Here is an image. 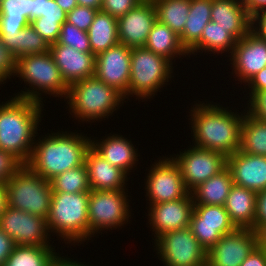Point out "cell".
<instances>
[{
  "instance_id": "1",
  "label": "cell",
  "mask_w": 266,
  "mask_h": 266,
  "mask_svg": "<svg viewBox=\"0 0 266 266\" xmlns=\"http://www.w3.org/2000/svg\"><path fill=\"white\" fill-rule=\"evenodd\" d=\"M205 102L198 101L189 112L194 143L192 146L217 151L226 157L234 154L240 148L241 125L245 109L241 111L242 113L234 110V113L228 106L223 108L222 105L213 101Z\"/></svg>"
},
{
  "instance_id": "2",
  "label": "cell",
  "mask_w": 266,
  "mask_h": 266,
  "mask_svg": "<svg viewBox=\"0 0 266 266\" xmlns=\"http://www.w3.org/2000/svg\"><path fill=\"white\" fill-rule=\"evenodd\" d=\"M43 110L44 105L14 96L2 102L0 149L11 153L22 164H27L33 152L35 137L39 136L37 131L40 130Z\"/></svg>"
},
{
  "instance_id": "3",
  "label": "cell",
  "mask_w": 266,
  "mask_h": 266,
  "mask_svg": "<svg viewBox=\"0 0 266 266\" xmlns=\"http://www.w3.org/2000/svg\"><path fill=\"white\" fill-rule=\"evenodd\" d=\"M69 132L58 131L42 138L39 136L37 140L35 138L27 165L43 179L51 180L54 176L85 163L86 153L91 147V137L75 131Z\"/></svg>"
},
{
  "instance_id": "4",
  "label": "cell",
  "mask_w": 266,
  "mask_h": 266,
  "mask_svg": "<svg viewBox=\"0 0 266 266\" xmlns=\"http://www.w3.org/2000/svg\"><path fill=\"white\" fill-rule=\"evenodd\" d=\"M66 99L72 118L84 123L108 119L126 103L120 92L95 76L72 83Z\"/></svg>"
},
{
  "instance_id": "5",
  "label": "cell",
  "mask_w": 266,
  "mask_h": 266,
  "mask_svg": "<svg viewBox=\"0 0 266 266\" xmlns=\"http://www.w3.org/2000/svg\"><path fill=\"white\" fill-rule=\"evenodd\" d=\"M14 76L19 77L30 88H26L25 85L23 90L17 92V95H13L15 97L45 105L42 94L64 98V101L68 96L69 86L63 80L50 52L18 58Z\"/></svg>"
},
{
  "instance_id": "6",
  "label": "cell",
  "mask_w": 266,
  "mask_h": 266,
  "mask_svg": "<svg viewBox=\"0 0 266 266\" xmlns=\"http://www.w3.org/2000/svg\"><path fill=\"white\" fill-rule=\"evenodd\" d=\"M89 192H52L47 227L65 245H81L89 241ZM55 233V234H53ZM80 243V244H79Z\"/></svg>"
},
{
  "instance_id": "7",
  "label": "cell",
  "mask_w": 266,
  "mask_h": 266,
  "mask_svg": "<svg viewBox=\"0 0 266 266\" xmlns=\"http://www.w3.org/2000/svg\"><path fill=\"white\" fill-rule=\"evenodd\" d=\"M173 65L170 60L145 47L131 48L128 100L134 95L138 100L153 99L155 93L172 82Z\"/></svg>"
},
{
  "instance_id": "8",
  "label": "cell",
  "mask_w": 266,
  "mask_h": 266,
  "mask_svg": "<svg viewBox=\"0 0 266 266\" xmlns=\"http://www.w3.org/2000/svg\"><path fill=\"white\" fill-rule=\"evenodd\" d=\"M8 206L47 219L50 212L52 188L27 164H23L6 182Z\"/></svg>"
},
{
  "instance_id": "9",
  "label": "cell",
  "mask_w": 266,
  "mask_h": 266,
  "mask_svg": "<svg viewBox=\"0 0 266 266\" xmlns=\"http://www.w3.org/2000/svg\"><path fill=\"white\" fill-rule=\"evenodd\" d=\"M126 190V191H125ZM128 189L90 190L88 203L89 240L105 230L122 229L131 219ZM131 211V212H130ZM130 217V218H129Z\"/></svg>"
},
{
  "instance_id": "10",
  "label": "cell",
  "mask_w": 266,
  "mask_h": 266,
  "mask_svg": "<svg viewBox=\"0 0 266 266\" xmlns=\"http://www.w3.org/2000/svg\"><path fill=\"white\" fill-rule=\"evenodd\" d=\"M154 251L164 266H206L207 251L190 227L167 232L154 241Z\"/></svg>"
},
{
  "instance_id": "11",
  "label": "cell",
  "mask_w": 266,
  "mask_h": 266,
  "mask_svg": "<svg viewBox=\"0 0 266 266\" xmlns=\"http://www.w3.org/2000/svg\"><path fill=\"white\" fill-rule=\"evenodd\" d=\"M156 160L145 178L146 201L159 204L185 198L190 192L182 179L181 170L177 163L170 157H160Z\"/></svg>"
},
{
  "instance_id": "12",
  "label": "cell",
  "mask_w": 266,
  "mask_h": 266,
  "mask_svg": "<svg viewBox=\"0 0 266 266\" xmlns=\"http://www.w3.org/2000/svg\"><path fill=\"white\" fill-rule=\"evenodd\" d=\"M171 157L181 170L186 188H194L221 172L227 166V157L217 151L190 145V148L179 151ZM176 156V157H175Z\"/></svg>"
},
{
  "instance_id": "13",
  "label": "cell",
  "mask_w": 266,
  "mask_h": 266,
  "mask_svg": "<svg viewBox=\"0 0 266 266\" xmlns=\"http://www.w3.org/2000/svg\"><path fill=\"white\" fill-rule=\"evenodd\" d=\"M0 229L16 245L52 246L46 219L10 206L0 217Z\"/></svg>"
},
{
  "instance_id": "14",
  "label": "cell",
  "mask_w": 266,
  "mask_h": 266,
  "mask_svg": "<svg viewBox=\"0 0 266 266\" xmlns=\"http://www.w3.org/2000/svg\"><path fill=\"white\" fill-rule=\"evenodd\" d=\"M189 227L207 252L223 235L237 229L224 206L205 204H194Z\"/></svg>"
},
{
  "instance_id": "15",
  "label": "cell",
  "mask_w": 266,
  "mask_h": 266,
  "mask_svg": "<svg viewBox=\"0 0 266 266\" xmlns=\"http://www.w3.org/2000/svg\"><path fill=\"white\" fill-rule=\"evenodd\" d=\"M261 242L262 235L253 229L237 228L207 252V266H240Z\"/></svg>"
},
{
  "instance_id": "16",
  "label": "cell",
  "mask_w": 266,
  "mask_h": 266,
  "mask_svg": "<svg viewBox=\"0 0 266 266\" xmlns=\"http://www.w3.org/2000/svg\"><path fill=\"white\" fill-rule=\"evenodd\" d=\"M131 47L121 43L95 57V77L115 88L128 100Z\"/></svg>"
},
{
  "instance_id": "17",
  "label": "cell",
  "mask_w": 266,
  "mask_h": 266,
  "mask_svg": "<svg viewBox=\"0 0 266 266\" xmlns=\"http://www.w3.org/2000/svg\"><path fill=\"white\" fill-rule=\"evenodd\" d=\"M229 57L235 81L246 84L266 67V40L251 30L236 42Z\"/></svg>"
},
{
  "instance_id": "18",
  "label": "cell",
  "mask_w": 266,
  "mask_h": 266,
  "mask_svg": "<svg viewBox=\"0 0 266 266\" xmlns=\"http://www.w3.org/2000/svg\"><path fill=\"white\" fill-rule=\"evenodd\" d=\"M148 224L154 241L161 235L190 225L194 202L189 193L185 198L148 206Z\"/></svg>"
},
{
  "instance_id": "19",
  "label": "cell",
  "mask_w": 266,
  "mask_h": 266,
  "mask_svg": "<svg viewBox=\"0 0 266 266\" xmlns=\"http://www.w3.org/2000/svg\"><path fill=\"white\" fill-rule=\"evenodd\" d=\"M152 0H143L125 15L117 18L119 42L127 47H144L156 21Z\"/></svg>"
},
{
  "instance_id": "20",
  "label": "cell",
  "mask_w": 266,
  "mask_h": 266,
  "mask_svg": "<svg viewBox=\"0 0 266 266\" xmlns=\"http://www.w3.org/2000/svg\"><path fill=\"white\" fill-rule=\"evenodd\" d=\"M49 52L68 86L95 75V55L81 52L71 46L54 43Z\"/></svg>"
},
{
  "instance_id": "21",
  "label": "cell",
  "mask_w": 266,
  "mask_h": 266,
  "mask_svg": "<svg viewBox=\"0 0 266 266\" xmlns=\"http://www.w3.org/2000/svg\"><path fill=\"white\" fill-rule=\"evenodd\" d=\"M234 185L256 193L266 190V156L252 155L238 150L227 156Z\"/></svg>"
},
{
  "instance_id": "22",
  "label": "cell",
  "mask_w": 266,
  "mask_h": 266,
  "mask_svg": "<svg viewBox=\"0 0 266 266\" xmlns=\"http://www.w3.org/2000/svg\"><path fill=\"white\" fill-rule=\"evenodd\" d=\"M211 21L238 41L252 30L253 16L242 0H212Z\"/></svg>"
},
{
  "instance_id": "23",
  "label": "cell",
  "mask_w": 266,
  "mask_h": 266,
  "mask_svg": "<svg viewBox=\"0 0 266 266\" xmlns=\"http://www.w3.org/2000/svg\"><path fill=\"white\" fill-rule=\"evenodd\" d=\"M106 137L107 135L100 140L94 137L91 139V147L111 165L120 168L129 176L131 170L137 167L140 156L138 150L131 140L121 134L110 133Z\"/></svg>"
},
{
  "instance_id": "24",
  "label": "cell",
  "mask_w": 266,
  "mask_h": 266,
  "mask_svg": "<svg viewBox=\"0 0 266 266\" xmlns=\"http://www.w3.org/2000/svg\"><path fill=\"white\" fill-rule=\"evenodd\" d=\"M85 165L91 190L126 189L128 175L120 168L111 165L92 147L86 153Z\"/></svg>"
},
{
  "instance_id": "25",
  "label": "cell",
  "mask_w": 266,
  "mask_h": 266,
  "mask_svg": "<svg viewBox=\"0 0 266 266\" xmlns=\"http://www.w3.org/2000/svg\"><path fill=\"white\" fill-rule=\"evenodd\" d=\"M257 193L233 185L225 202V209L237 228L254 229Z\"/></svg>"
},
{
  "instance_id": "26",
  "label": "cell",
  "mask_w": 266,
  "mask_h": 266,
  "mask_svg": "<svg viewBox=\"0 0 266 266\" xmlns=\"http://www.w3.org/2000/svg\"><path fill=\"white\" fill-rule=\"evenodd\" d=\"M144 47L172 63H175V58L189 57L188 52L180 42L179 35L158 20L154 22Z\"/></svg>"
},
{
  "instance_id": "27",
  "label": "cell",
  "mask_w": 266,
  "mask_h": 266,
  "mask_svg": "<svg viewBox=\"0 0 266 266\" xmlns=\"http://www.w3.org/2000/svg\"><path fill=\"white\" fill-rule=\"evenodd\" d=\"M233 185L232 174L226 166L221 172L194 188L190 194L194 204L224 206Z\"/></svg>"
},
{
  "instance_id": "28",
  "label": "cell",
  "mask_w": 266,
  "mask_h": 266,
  "mask_svg": "<svg viewBox=\"0 0 266 266\" xmlns=\"http://www.w3.org/2000/svg\"><path fill=\"white\" fill-rule=\"evenodd\" d=\"M237 40L219 24L210 21L203 29L200 40L188 51L190 55L195 56L197 53L223 54L228 53V58L231 55ZM202 51V52H201ZM230 54V55H229Z\"/></svg>"
},
{
  "instance_id": "29",
  "label": "cell",
  "mask_w": 266,
  "mask_h": 266,
  "mask_svg": "<svg viewBox=\"0 0 266 266\" xmlns=\"http://www.w3.org/2000/svg\"><path fill=\"white\" fill-rule=\"evenodd\" d=\"M87 33L90 48L95 56L120 43L117 18L102 11L97 12Z\"/></svg>"
},
{
  "instance_id": "30",
  "label": "cell",
  "mask_w": 266,
  "mask_h": 266,
  "mask_svg": "<svg viewBox=\"0 0 266 266\" xmlns=\"http://www.w3.org/2000/svg\"><path fill=\"white\" fill-rule=\"evenodd\" d=\"M212 0H190V11L183 32L179 35L188 52L201 38L204 27L211 21Z\"/></svg>"
},
{
  "instance_id": "31",
  "label": "cell",
  "mask_w": 266,
  "mask_h": 266,
  "mask_svg": "<svg viewBox=\"0 0 266 266\" xmlns=\"http://www.w3.org/2000/svg\"><path fill=\"white\" fill-rule=\"evenodd\" d=\"M4 45L18 59L25 55L41 54L49 52L50 45L42 36L29 24L19 33L0 34Z\"/></svg>"
},
{
  "instance_id": "32",
  "label": "cell",
  "mask_w": 266,
  "mask_h": 266,
  "mask_svg": "<svg viewBox=\"0 0 266 266\" xmlns=\"http://www.w3.org/2000/svg\"><path fill=\"white\" fill-rule=\"evenodd\" d=\"M32 0H1L0 34L19 33L31 21Z\"/></svg>"
},
{
  "instance_id": "33",
  "label": "cell",
  "mask_w": 266,
  "mask_h": 266,
  "mask_svg": "<svg viewBox=\"0 0 266 266\" xmlns=\"http://www.w3.org/2000/svg\"><path fill=\"white\" fill-rule=\"evenodd\" d=\"M239 150L252 155L266 156V122L246 112L241 125Z\"/></svg>"
},
{
  "instance_id": "34",
  "label": "cell",
  "mask_w": 266,
  "mask_h": 266,
  "mask_svg": "<svg viewBox=\"0 0 266 266\" xmlns=\"http://www.w3.org/2000/svg\"><path fill=\"white\" fill-rule=\"evenodd\" d=\"M152 2L156 19L180 35L188 19L190 0H152Z\"/></svg>"
},
{
  "instance_id": "35",
  "label": "cell",
  "mask_w": 266,
  "mask_h": 266,
  "mask_svg": "<svg viewBox=\"0 0 266 266\" xmlns=\"http://www.w3.org/2000/svg\"><path fill=\"white\" fill-rule=\"evenodd\" d=\"M55 251L54 246L16 245L2 266H48Z\"/></svg>"
},
{
  "instance_id": "36",
  "label": "cell",
  "mask_w": 266,
  "mask_h": 266,
  "mask_svg": "<svg viewBox=\"0 0 266 266\" xmlns=\"http://www.w3.org/2000/svg\"><path fill=\"white\" fill-rule=\"evenodd\" d=\"M49 182L52 192L83 193L91 190L85 163L54 176Z\"/></svg>"
},
{
  "instance_id": "37",
  "label": "cell",
  "mask_w": 266,
  "mask_h": 266,
  "mask_svg": "<svg viewBox=\"0 0 266 266\" xmlns=\"http://www.w3.org/2000/svg\"><path fill=\"white\" fill-rule=\"evenodd\" d=\"M57 43L71 46L81 52H92L88 33L69 24L67 21L62 24Z\"/></svg>"
},
{
  "instance_id": "38",
  "label": "cell",
  "mask_w": 266,
  "mask_h": 266,
  "mask_svg": "<svg viewBox=\"0 0 266 266\" xmlns=\"http://www.w3.org/2000/svg\"><path fill=\"white\" fill-rule=\"evenodd\" d=\"M99 10L78 5L67 13L66 21L83 31H88Z\"/></svg>"
},
{
  "instance_id": "39",
  "label": "cell",
  "mask_w": 266,
  "mask_h": 266,
  "mask_svg": "<svg viewBox=\"0 0 266 266\" xmlns=\"http://www.w3.org/2000/svg\"><path fill=\"white\" fill-rule=\"evenodd\" d=\"M31 26L48 42L57 43L62 25L57 20L44 19V16L30 21Z\"/></svg>"
},
{
  "instance_id": "40",
  "label": "cell",
  "mask_w": 266,
  "mask_h": 266,
  "mask_svg": "<svg viewBox=\"0 0 266 266\" xmlns=\"http://www.w3.org/2000/svg\"><path fill=\"white\" fill-rule=\"evenodd\" d=\"M245 112L260 121L266 122V90L250 91ZM249 102V103H248Z\"/></svg>"
},
{
  "instance_id": "41",
  "label": "cell",
  "mask_w": 266,
  "mask_h": 266,
  "mask_svg": "<svg viewBox=\"0 0 266 266\" xmlns=\"http://www.w3.org/2000/svg\"><path fill=\"white\" fill-rule=\"evenodd\" d=\"M16 63L17 59L14 54L4 45L0 37V85L14 77Z\"/></svg>"
},
{
  "instance_id": "42",
  "label": "cell",
  "mask_w": 266,
  "mask_h": 266,
  "mask_svg": "<svg viewBox=\"0 0 266 266\" xmlns=\"http://www.w3.org/2000/svg\"><path fill=\"white\" fill-rule=\"evenodd\" d=\"M143 0H103L100 11L110 14L115 18L125 15Z\"/></svg>"
},
{
  "instance_id": "43",
  "label": "cell",
  "mask_w": 266,
  "mask_h": 266,
  "mask_svg": "<svg viewBox=\"0 0 266 266\" xmlns=\"http://www.w3.org/2000/svg\"><path fill=\"white\" fill-rule=\"evenodd\" d=\"M22 165L11 153L0 149V182L6 183Z\"/></svg>"
},
{
  "instance_id": "44",
  "label": "cell",
  "mask_w": 266,
  "mask_h": 266,
  "mask_svg": "<svg viewBox=\"0 0 266 266\" xmlns=\"http://www.w3.org/2000/svg\"><path fill=\"white\" fill-rule=\"evenodd\" d=\"M253 230L261 235L266 233V190L257 193L256 217Z\"/></svg>"
},
{
  "instance_id": "45",
  "label": "cell",
  "mask_w": 266,
  "mask_h": 266,
  "mask_svg": "<svg viewBox=\"0 0 266 266\" xmlns=\"http://www.w3.org/2000/svg\"><path fill=\"white\" fill-rule=\"evenodd\" d=\"M44 19L57 20L61 25L66 22L67 13L57 5L55 0H45Z\"/></svg>"
},
{
  "instance_id": "46",
  "label": "cell",
  "mask_w": 266,
  "mask_h": 266,
  "mask_svg": "<svg viewBox=\"0 0 266 266\" xmlns=\"http://www.w3.org/2000/svg\"><path fill=\"white\" fill-rule=\"evenodd\" d=\"M240 266H266V245L261 242Z\"/></svg>"
},
{
  "instance_id": "47",
  "label": "cell",
  "mask_w": 266,
  "mask_h": 266,
  "mask_svg": "<svg viewBox=\"0 0 266 266\" xmlns=\"http://www.w3.org/2000/svg\"><path fill=\"white\" fill-rule=\"evenodd\" d=\"M15 246L14 241L0 229V266L8 259Z\"/></svg>"
},
{
  "instance_id": "48",
  "label": "cell",
  "mask_w": 266,
  "mask_h": 266,
  "mask_svg": "<svg viewBox=\"0 0 266 266\" xmlns=\"http://www.w3.org/2000/svg\"><path fill=\"white\" fill-rule=\"evenodd\" d=\"M247 85V89H249L248 91L266 90V67L256 73L244 86Z\"/></svg>"
},
{
  "instance_id": "49",
  "label": "cell",
  "mask_w": 266,
  "mask_h": 266,
  "mask_svg": "<svg viewBox=\"0 0 266 266\" xmlns=\"http://www.w3.org/2000/svg\"><path fill=\"white\" fill-rule=\"evenodd\" d=\"M252 30L262 39L266 40V10L258 12L253 16Z\"/></svg>"
},
{
  "instance_id": "50",
  "label": "cell",
  "mask_w": 266,
  "mask_h": 266,
  "mask_svg": "<svg viewBox=\"0 0 266 266\" xmlns=\"http://www.w3.org/2000/svg\"><path fill=\"white\" fill-rule=\"evenodd\" d=\"M85 262H79L78 260H71L69 257H64L59 254V252L55 255V257L50 261L48 266H92L86 265Z\"/></svg>"
},
{
  "instance_id": "51",
  "label": "cell",
  "mask_w": 266,
  "mask_h": 266,
  "mask_svg": "<svg viewBox=\"0 0 266 266\" xmlns=\"http://www.w3.org/2000/svg\"><path fill=\"white\" fill-rule=\"evenodd\" d=\"M249 13L254 16L256 13L266 10V0H242Z\"/></svg>"
},
{
  "instance_id": "52",
  "label": "cell",
  "mask_w": 266,
  "mask_h": 266,
  "mask_svg": "<svg viewBox=\"0 0 266 266\" xmlns=\"http://www.w3.org/2000/svg\"><path fill=\"white\" fill-rule=\"evenodd\" d=\"M45 0H32L31 21L44 14Z\"/></svg>"
},
{
  "instance_id": "53",
  "label": "cell",
  "mask_w": 266,
  "mask_h": 266,
  "mask_svg": "<svg viewBox=\"0 0 266 266\" xmlns=\"http://www.w3.org/2000/svg\"><path fill=\"white\" fill-rule=\"evenodd\" d=\"M8 207V193L6 183L0 182V217Z\"/></svg>"
},
{
  "instance_id": "54",
  "label": "cell",
  "mask_w": 266,
  "mask_h": 266,
  "mask_svg": "<svg viewBox=\"0 0 266 266\" xmlns=\"http://www.w3.org/2000/svg\"><path fill=\"white\" fill-rule=\"evenodd\" d=\"M57 5L66 13L70 12L74 7L78 6L77 0H55Z\"/></svg>"
},
{
  "instance_id": "55",
  "label": "cell",
  "mask_w": 266,
  "mask_h": 266,
  "mask_svg": "<svg viewBox=\"0 0 266 266\" xmlns=\"http://www.w3.org/2000/svg\"><path fill=\"white\" fill-rule=\"evenodd\" d=\"M103 0H77L78 5L89 7L100 11Z\"/></svg>"
},
{
  "instance_id": "56",
  "label": "cell",
  "mask_w": 266,
  "mask_h": 266,
  "mask_svg": "<svg viewBox=\"0 0 266 266\" xmlns=\"http://www.w3.org/2000/svg\"><path fill=\"white\" fill-rule=\"evenodd\" d=\"M262 242L266 245V233L262 235Z\"/></svg>"
}]
</instances>
